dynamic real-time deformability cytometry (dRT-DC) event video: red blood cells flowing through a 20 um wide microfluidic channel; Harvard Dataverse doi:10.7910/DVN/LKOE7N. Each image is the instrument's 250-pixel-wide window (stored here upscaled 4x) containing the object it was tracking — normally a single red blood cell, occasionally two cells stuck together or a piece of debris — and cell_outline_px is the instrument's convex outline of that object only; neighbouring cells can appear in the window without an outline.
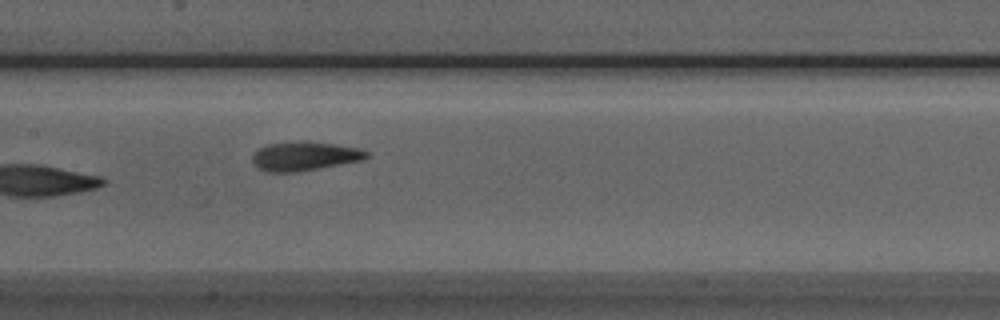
{"species": "Egyptian fruit bat (a non-hibernating species)", "species_latin": "Rousettus aegyptiacus", "temperature_condition": "room temperature", "stored_images_in_passage": 7, "camera_frame_rate_fps": 3000, "um_per_image_px": 0.085, "animal": {"sex": "male"}, "frame": {"image": 1, "passage_image": 7, "time_ms": 8.0, "image_size_px": [1000, 320], "cell_outline_px": [[368, 156], [364, 160], [296, 172], [268, 172], [260, 168], [252, 160], [252, 156], [256, 148], [268, 144], [308, 140], [356, 148], [368, 152]], "centroid_in_image_um": [25.86, 13.26], "position_along_channel_um": 181.5, "area_um2": 19.19}}